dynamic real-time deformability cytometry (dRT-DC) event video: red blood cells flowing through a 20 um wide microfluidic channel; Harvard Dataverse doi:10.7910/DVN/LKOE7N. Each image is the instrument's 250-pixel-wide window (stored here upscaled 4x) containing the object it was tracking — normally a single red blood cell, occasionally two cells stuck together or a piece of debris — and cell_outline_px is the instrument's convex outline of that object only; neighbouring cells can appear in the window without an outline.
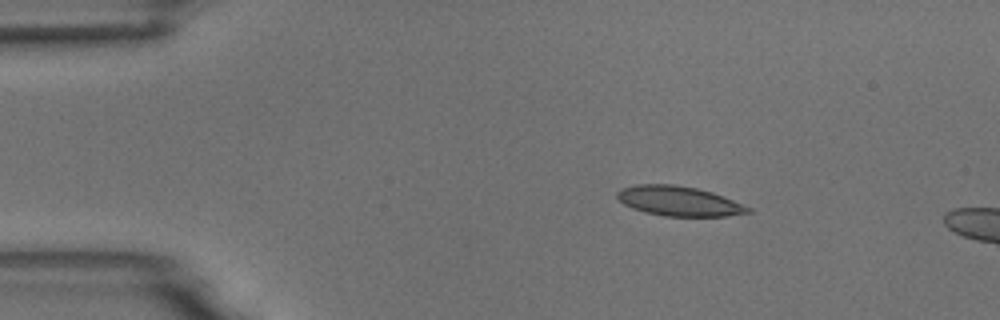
{"species": "common noctule bat (a hibernating species)", "species_latin": "Nyctalus noctula", "temperature_condition": "room temperature", "stored_images_in_passage": 3, "camera_frame_rate_fps": 3000, "um_per_image_px": 0.085, "animal": {"sex": "male", "body_mass_g": 18.8}, "frame": {"image": 1, "passage_image": 1, "time_ms": 0.0, "image_size_px": [1000, 320], "cell_outline_px": [[752, 212], [728, 216], [664, 216], [644, 212], [632, 208], [624, 204], [616, 196], [616, 192], [624, 188], [636, 184], [672, 184], [696, 188], [712, 192], [752, 208]], "centroid_in_image_um": [57.7, 17.1], "position_along_channel_um": 27.3, "area_um2": 22.6}}